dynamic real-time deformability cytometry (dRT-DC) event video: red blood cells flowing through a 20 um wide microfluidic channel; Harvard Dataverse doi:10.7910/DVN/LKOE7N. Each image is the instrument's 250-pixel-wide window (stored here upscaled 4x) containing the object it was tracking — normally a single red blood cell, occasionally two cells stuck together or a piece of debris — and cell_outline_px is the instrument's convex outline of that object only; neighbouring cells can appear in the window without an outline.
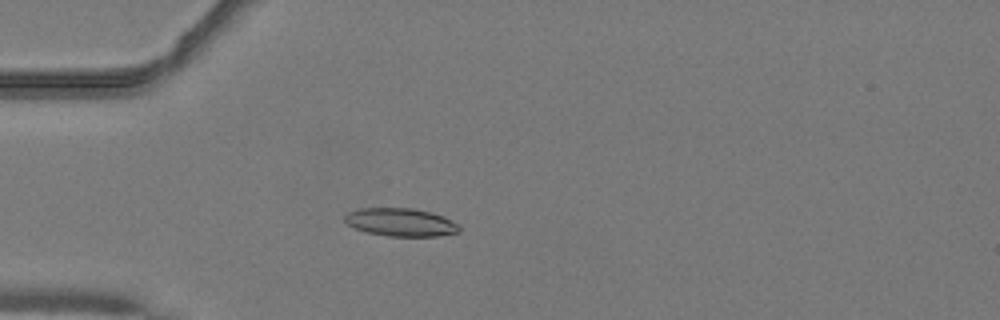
{"species": "common noctule bat (a hibernating species)", "species_latin": "Nyctalus noctula", "temperature_condition": "warm", "stored_images_in_passage": 6, "camera_frame_rate_fps": 3000, "um_per_image_px": 0.085, "animal": {"sex": "male", "body_mass_g": 19.2, "forearm_length_mm": 51.8}, "frame": {"image": 1, "passage_image": 2, "time_ms": 0.333, "image_size_px": [1000, 320], "cell_outline_px": [[460, 232], [436, 236], [388, 236], [368, 232], [356, 228], [348, 224], [344, 220], [344, 216], [348, 212], [360, 208], [412, 208], [432, 212], [444, 216], [460, 224]], "centroid_in_image_um": [34.1, 18.88], "position_along_channel_um": 50.9, "area_um2": 18.79}}
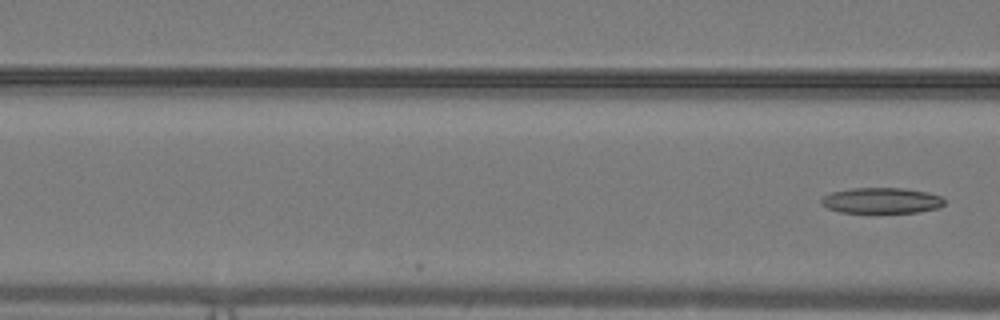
{"frame": {"image": 2, "passage_image": 6, "time_ms": 1.667, "image_size_px": [1000, 320], "cell_outline_px": [[944, 204], [936, 208], [920, 212], [840, 212], [828, 208], [820, 204], [820, 200], [824, 196], [832, 192], [852, 188], [904, 188], [928, 192], [940, 196], [944, 200]], "centroid_in_image_um": [74.92, 17.04], "position_along_channel_um": 91.7, "area_um2": 18.32}}